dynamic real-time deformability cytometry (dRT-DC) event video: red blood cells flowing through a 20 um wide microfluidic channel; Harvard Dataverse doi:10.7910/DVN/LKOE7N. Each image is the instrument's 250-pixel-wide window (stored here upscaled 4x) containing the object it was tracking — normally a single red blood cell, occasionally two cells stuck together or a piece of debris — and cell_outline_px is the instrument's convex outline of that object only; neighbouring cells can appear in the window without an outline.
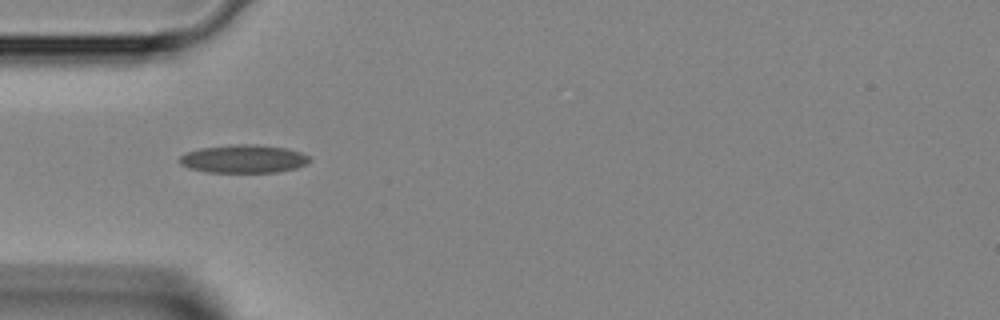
{"species": "Egyptian fruit bat (a non-hibernating species)", "species_latin": "Rousettus aegyptiacus", "temperature_condition": "room temperature", "stored_images_in_passage": 32, "camera_frame_rate_fps": 3000, "um_per_image_px": 0.085, "animal": {"sex": "female"}, "frame": {"image": 1, "passage_image": 1, "time_ms": 0.0, "image_size_px": [1000, 320], "cell_outline_px": [[312, 160], [308, 164], [296, 168], [276, 172], [208, 172], [188, 168], [180, 164], [180, 156], [188, 152], [200, 148], [232, 144], [256, 144], [288, 148], [300, 152], [308, 156]], "centroid_in_image_um": [20.74, 13.5], "position_along_channel_um": 64.3, "area_um2": 21.44}}
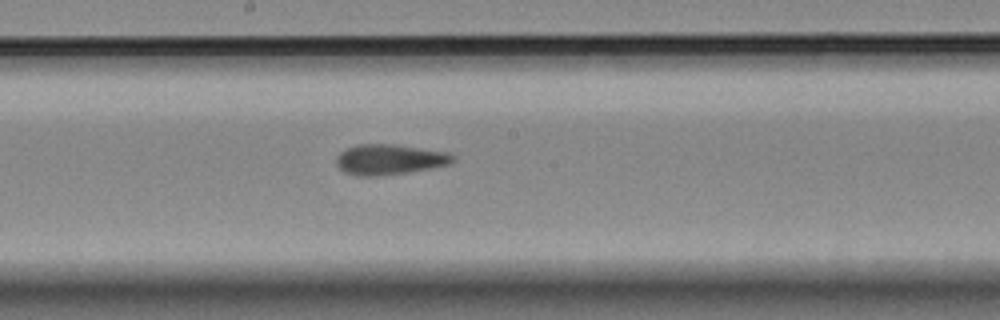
{"frame": {"image": 2, "passage_image": 11, "time_ms": 3.333, "image_size_px": [1000, 320], "cell_outline_px": [[456, 160], [452, 164], [432, 168], [408, 172], [380, 176], [356, 176], [344, 172], [336, 164], [336, 156], [340, 152], [356, 144], [396, 144], [448, 152], [456, 156]], "centroid_in_image_um": [33.14, 13.56], "position_along_channel_um": 215.1, "area_um2": 20.98}}
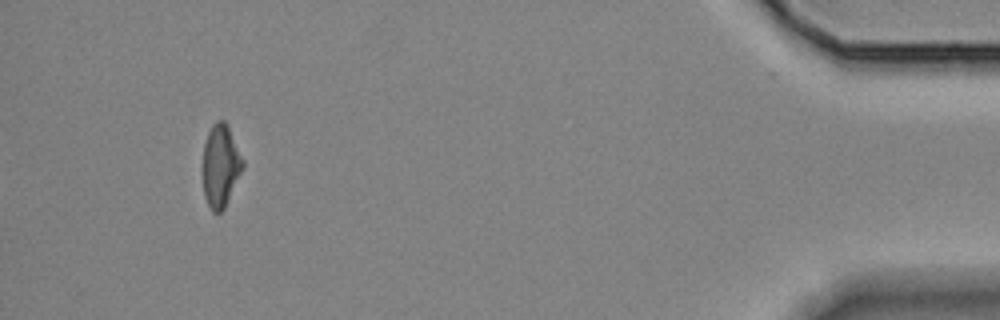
{"frame": {"image": 3, "passage_image": 29, "time_ms": 9.333, "image_size_px": [1000, 320], "cell_outline_px": [[244, 168], [224, 208], [220, 212], [212, 212], [204, 196], [200, 168], [200, 164], [204, 144], [208, 132], [212, 124], [216, 120], [224, 120], [228, 124], [244, 160]], "centroid_in_image_um": [18.72, 14.06], "position_along_channel_um": 416.5, "area_um2": 20.0}}